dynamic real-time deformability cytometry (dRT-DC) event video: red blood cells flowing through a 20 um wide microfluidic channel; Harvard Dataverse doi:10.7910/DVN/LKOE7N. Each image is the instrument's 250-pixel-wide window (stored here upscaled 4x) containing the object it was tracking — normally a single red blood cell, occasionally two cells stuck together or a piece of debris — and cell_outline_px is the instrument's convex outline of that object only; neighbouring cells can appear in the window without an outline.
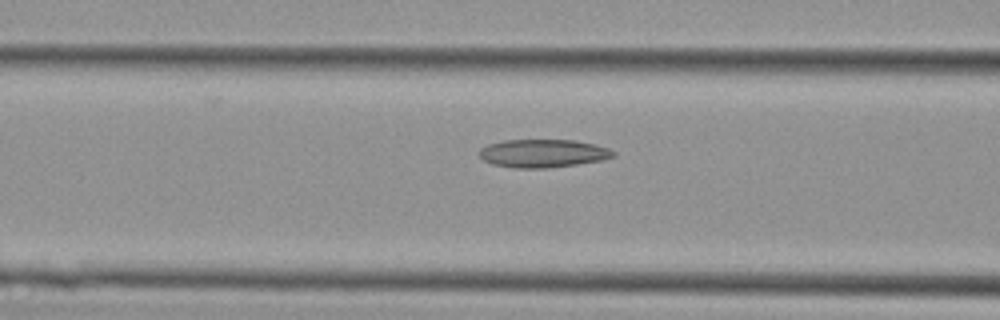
{"species": "Egyptian fruit bat (a non-hibernating species)", "species_latin": "Rousettus aegyptiacus", "temperature_condition": "cold", "stored_images_in_passage": 31, "camera_frame_rate_fps": 3000, "um_per_image_px": 0.085, "animal": {"sex": "female"}, "frame": {"image": 1, "passage_image": 13, "time_ms": 4.0, "image_size_px": [1000, 320], "cell_outline_px": [[616, 156], [600, 160], [576, 164], [548, 168], [512, 168], [492, 164], [484, 160], [480, 156], [480, 148], [488, 144], [504, 140], [576, 140], [596, 144], [608, 148], [616, 152]], "centroid_in_image_um": [46.16, 13.03], "position_along_channel_um": 120.4, "area_um2": 22.02}}
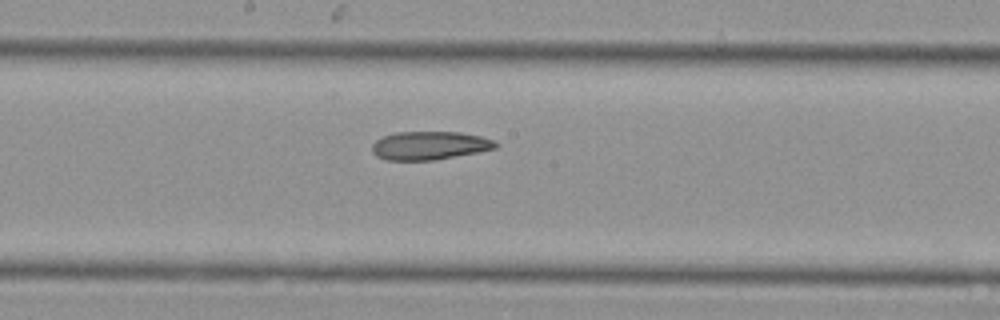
{"frame": {"image": 2, "passage_image": 19, "time_ms": 6.0, "image_size_px": [1000, 320], "cell_outline_px": [[500, 144], [496, 148], [480, 152], [436, 160], [384, 160], [376, 156], [372, 152], [372, 144], [376, 140], [384, 136], [396, 132], [460, 132], [480, 136], [496, 140]], "centroid_in_image_um": [36.55, 12.37], "position_along_channel_um": 211.7, "area_um2": 20.69}}
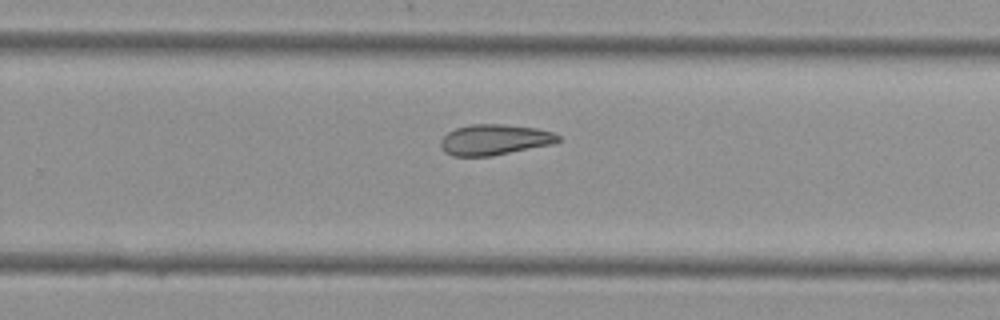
{"frame": {"image": 3, "passage_image": 24, "time_ms": 7.667, "image_size_px": [1000, 320], "cell_outline_px": [[560, 140], [556, 144], [492, 156], [452, 156], [444, 152], [440, 144], [440, 140], [448, 132], [456, 128], [472, 124], [504, 124], [536, 128], [552, 132], [560, 136]], "centroid_in_image_um": [42.06, 11.88], "position_along_channel_um": 287.7, "area_um2": 21.21}}